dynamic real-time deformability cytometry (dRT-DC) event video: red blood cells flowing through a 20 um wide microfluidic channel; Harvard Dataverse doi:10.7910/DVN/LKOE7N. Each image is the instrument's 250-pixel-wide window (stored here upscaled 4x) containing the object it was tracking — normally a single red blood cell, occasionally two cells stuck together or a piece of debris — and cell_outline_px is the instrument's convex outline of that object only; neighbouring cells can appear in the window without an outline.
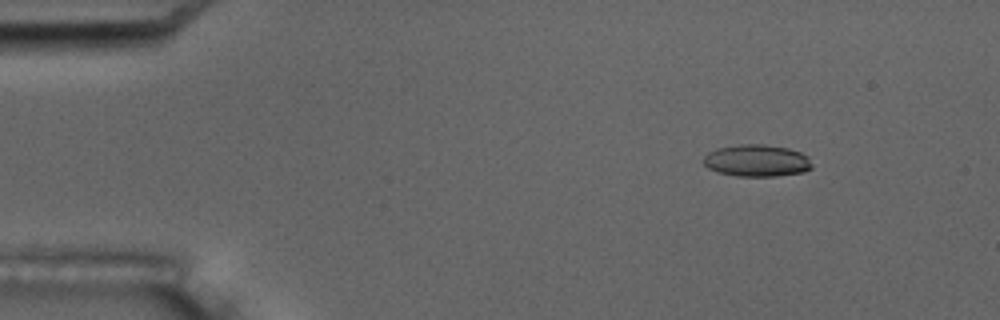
{"species": "common noctule bat (a hibernating species)", "species_latin": "Nyctalus noctula", "temperature_condition": "room temperature", "stored_images_in_passage": 5, "camera_frame_rate_fps": 3000, "um_per_image_px": 0.085, "animal": {"sex": "male", "body_mass_g": 17.5, "forearm_length_mm": 52.3}, "frame": {"image": 1, "passage_image": 1, "time_ms": 0.0, "image_size_px": [1000, 320], "cell_outline_px": [[812, 168], [804, 172], [776, 176], [736, 176], [716, 172], [708, 168], [704, 164], [704, 156], [708, 152], [716, 148], [740, 144], [764, 144], [788, 148], [800, 152], [808, 156], [812, 164]], "centroid_in_image_um": [64.32, 13.65], "position_along_channel_um": 20.7, "area_um2": 20.4}}